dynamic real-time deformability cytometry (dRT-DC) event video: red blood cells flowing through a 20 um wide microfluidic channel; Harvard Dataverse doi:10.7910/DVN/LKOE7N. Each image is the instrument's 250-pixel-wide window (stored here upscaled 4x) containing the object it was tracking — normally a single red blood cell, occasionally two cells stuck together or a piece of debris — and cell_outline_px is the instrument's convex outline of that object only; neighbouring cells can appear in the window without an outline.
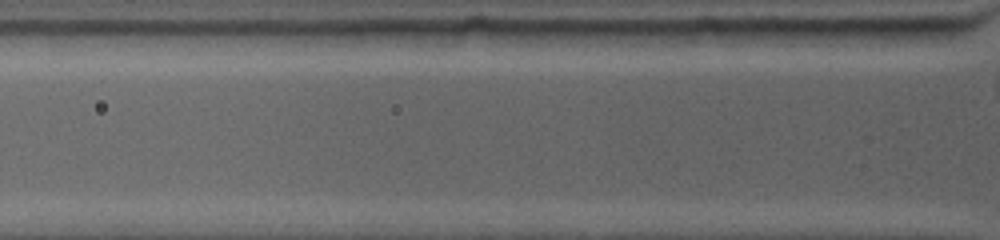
{"species": "common noctule bat (a hibernating species)", "species_latin": "Nyctalus noctula", "temperature_condition": "warm", "stored_images_in_passage": 2, "camera_frame_rate_fps": 4500, "um_per_image_px": 0.085, "animal": {"sex": "female", "body_mass_g": 19.0, "forearm_length_mm": 53.3}, "frame": {"image": 1, "passage_image": 2, "time_ms": 0.222, "image_size_px": [1000, 240], "cell_outline_px": [[720, 28], [712, 40], [704, 44], [604, 48], [600, 44], [592, 32], [612, 28]], "centroid_in_image_um": [55.57, 3.13], "position_along_channel_um": 70.2, "area_um2": 14.97}}